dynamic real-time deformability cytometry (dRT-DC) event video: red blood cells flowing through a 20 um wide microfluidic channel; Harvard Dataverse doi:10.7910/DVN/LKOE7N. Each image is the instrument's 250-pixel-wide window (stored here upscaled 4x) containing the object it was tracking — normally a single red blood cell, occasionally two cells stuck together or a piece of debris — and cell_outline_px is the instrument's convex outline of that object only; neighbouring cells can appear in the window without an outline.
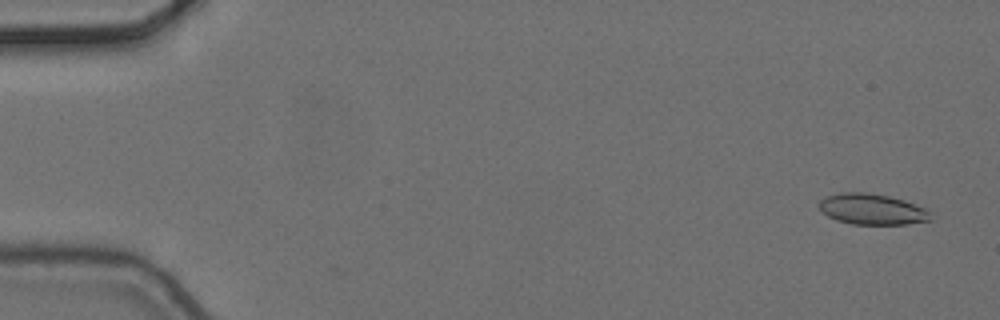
{"species": "common noctule bat (a hibernating species)", "species_latin": "Nyctalus noctula", "temperature_condition": "cold", "stored_images_in_passage": 4, "camera_frame_rate_fps": 3000, "um_per_image_px": 0.085, "animal": {"sex": "female", "body_mass_g": 24.6, "forearm_length_mm": 56.2}, "frame": {"image": 1, "passage_image": 1, "time_ms": 0.0, "image_size_px": [1000, 320], "cell_outline_px": [[932, 220], [904, 224], [852, 224], [836, 220], [828, 216], [820, 208], [820, 200], [828, 196], [840, 192], [864, 192], [888, 196], [904, 200], [924, 208], [928, 212]], "centroid_in_image_um": [74.11, 17.78], "position_along_channel_um": 10.9, "area_um2": 19.71}}
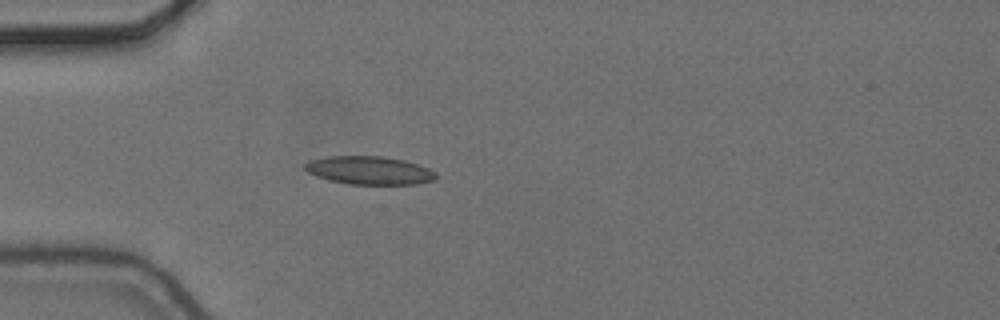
{"frame": {"image": 2, "passage_image": 4, "time_ms": 1.0, "image_size_px": [1000, 320], "cell_outline_px": [[436, 180], [416, 184], [348, 184], [328, 180], [316, 176], [308, 172], [304, 168], [304, 164], [308, 160], [324, 156], [384, 156], [404, 160], [428, 168], [436, 172]], "centroid_in_image_um": [31.36, 14.48], "position_along_channel_um": 53.6, "area_um2": 21.73}}